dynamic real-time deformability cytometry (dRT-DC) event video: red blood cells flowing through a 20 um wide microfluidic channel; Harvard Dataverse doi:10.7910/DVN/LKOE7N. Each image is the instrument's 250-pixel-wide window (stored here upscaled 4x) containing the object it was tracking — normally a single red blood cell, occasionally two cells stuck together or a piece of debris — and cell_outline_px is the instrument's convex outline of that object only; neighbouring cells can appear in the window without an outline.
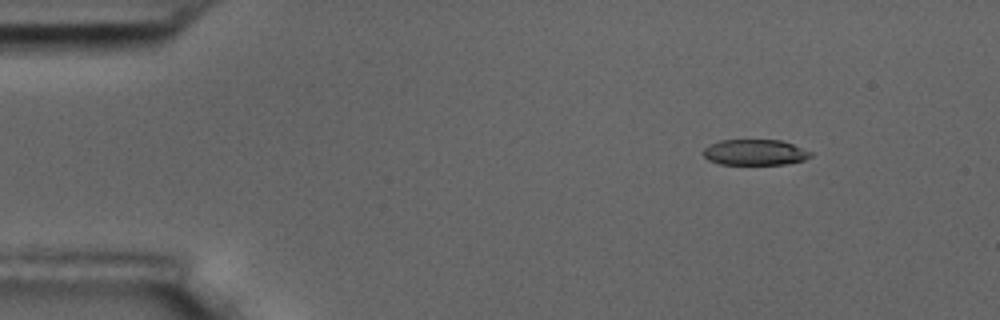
{"species": "common noctule bat (a hibernating species)", "species_latin": "Nyctalus noctula", "temperature_condition": "room temperature", "stored_images_in_passage": 49, "camera_frame_rate_fps": 3000, "um_per_image_px": 0.085, "animal": {"sex": "male", "body_mass_g": 17.5, "forearm_length_mm": 52.3}, "frame": {"image": 1, "passage_image": 1, "time_ms": 0.0, "image_size_px": [1000, 320], "cell_outline_px": [[812, 156], [804, 160], [784, 164], [720, 164], [708, 160], [700, 152], [708, 144], [720, 140], [780, 140], [792, 144], [812, 152]], "centroid_in_image_um": [64.12, 12.94], "position_along_channel_um": 20.9, "area_um2": 16.18}}
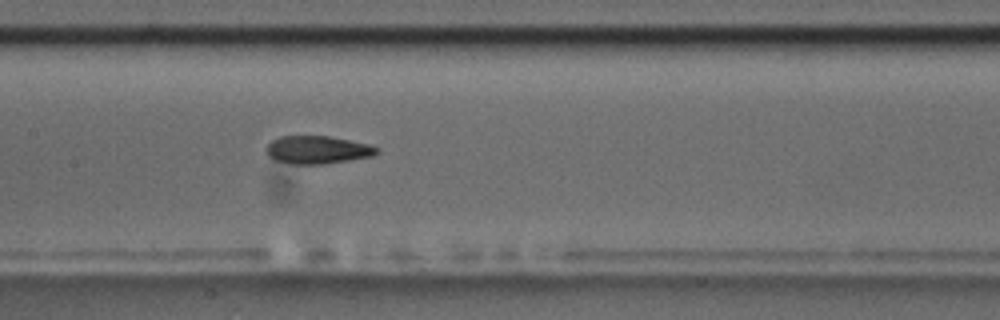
{"frame": {"image": 2, "passage_image": 21, "time_ms": 6.667, "image_size_px": [1000, 320], "cell_outline_px": [[380, 152], [372, 156], [324, 164], [292, 164], [272, 160], [268, 156], [264, 148], [272, 140], [280, 136], [328, 136], [368, 144], [380, 148]], "centroid_in_image_um": [26.95, 12.74], "position_along_channel_um": 180.5, "area_um2": 18.09}}
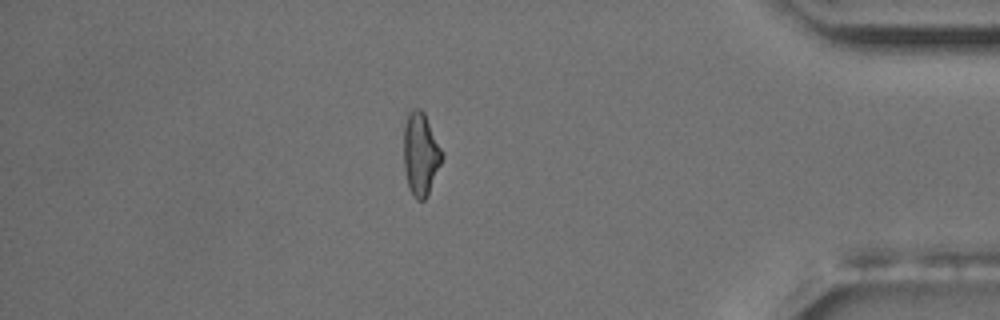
{"frame": {"image": 3, "passage_image": 42, "time_ms": 13.667, "image_size_px": [1000, 320], "cell_outline_px": [[444, 156], [428, 192], [424, 200], [416, 200], [412, 196], [408, 188], [404, 168], [404, 124], [408, 112], [412, 108], [420, 108], [424, 112], [444, 152]], "centroid_in_image_um": [35.75, 13.06], "position_along_channel_um": 399.5, "area_um2": 18.67}, "authors_computed_cell_mechanics": {"area_um2": 18.496, "velocity_mm_per_s": 3.6439, "shape_relaxation_time_tau1_ms": 7.816, "shape_relaxation_time_tau2_ms": 2.0177, "deformation_change_tau1": 0.171, "deformation_change_tau2": 0.0907}}